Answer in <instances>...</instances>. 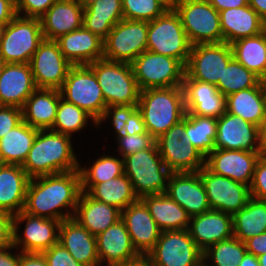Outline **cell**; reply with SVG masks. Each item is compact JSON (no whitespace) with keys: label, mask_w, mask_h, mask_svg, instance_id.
Listing matches in <instances>:
<instances>
[{"label":"cell","mask_w":266,"mask_h":266,"mask_svg":"<svg viewBox=\"0 0 266 266\" xmlns=\"http://www.w3.org/2000/svg\"><path fill=\"white\" fill-rule=\"evenodd\" d=\"M265 152L214 149L205 158V167L213 174L224 176L250 187L257 160Z\"/></svg>","instance_id":"ac0fdd59"},{"label":"cell","mask_w":266,"mask_h":266,"mask_svg":"<svg viewBox=\"0 0 266 266\" xmlns=\"http://www.w3.org/2000/svg\"><path fill=\"white\" fill-rule=\"evenodd\" d=\"M36 88L60 89L72 64L63 56L56 40L44 39L30 60Z\"/></svg>","instance_id":"2e32d148"},{"label":"cell","mask_w":266,"mask_h":266,"mask_svg":"<svg viewBox=\"0 0 266 266\" xmlns=\"http://www.w3.org/2000/svg\"><path fill=\"white\" fill-rule=\"evenodd\" d=\"M137 109V105H114L107 106L103 115L97 122V127L99 128L102 123L109 120L112 128L114 130L113 135L115 138L123 134L124 125L130 116ZM107 120V121H106Z\"/></svg>","instance_id":"7dc6e473"},{"label":"cell","mask_w":266,"mask_h":266,"mask_svg":"<svg viewBox=\"0 0 266 266\" xmlns=\"http://www.w3.org/2000/svg\"><path fill=\"white\" fill-rule=\"evenodd\" d=\"M100 266H118L139 258L122 219L96 236Z\"/></svg>","instance_id":"7402d4cb"},{"label":"cell","mask_w":266,"mask_h":266,"mask_svg":"<svg viewBox=\"0 0 266 266\" xmlns=\"http://www.w3.org/2000/svg\"><path fill=\"white\" fill-rule=\"evenodd\" d=\"M141 200L147 206L151 216L161 231L188 229L190 216L166 193L146 195Z\"/></svg>","instance_id":"d6a6232c"},{"label":"cell","mask_w":266,"mask_h":266,"mask_svg":"<svg viewBox=\"0 0 266 266\" xmlns=\"http://www.w3.org/2000/svg\"><path fill=\"white\" fill-rule=\"evenodd\" d=\"M233 57L259 78L266 75V30L230 44Z\"/></svg>","instance_id":"74e56055"},{"label":"cell","mask_w":266,"mask_h":266,"mask_svg":"<svg viewBox=\"0 0 266 266\" xmlns=\"http://www.w3.org/2000/svg\"><path fill=\"white\" fill-rule=\"evenodd\" d=\"M87 194L93 199L117 207L121 211L138 200L132 183L125 174L95 184Z\"/></svg>","instance_id":"f35d334b"},{"label":"cell","mask_w":266,"mask_h":266,"mask_svg":"<svg viewBox=\"0 0 266 266\" xmlns=\"http://www.w3.org/2000/svg\"><path fill=\"white\" fill-rule=\"evenodd\" d=\"M259 84L260 78L233 57L224 68L222 79L216 87L226 97L240 90L257 87Z\"/></svg>","instance_id":"ee69618b"},{"label":"cell","mask_w":266,"mask_h":266,"mask_svg":"<svg viewBox=\"0 0 266 266\" xmlns=\"http://www.w3.org/2000/svg\"><path fill=\"white\" fill-rule=\"evenodd\" d=\"M44 40L39 18L16 15L0 42V57L6 63H30Z\"/></svg>","instance_id":"30bf717a"},{"label":"cell","mask_w":266,"mask_h":266,"mask_svg":"<svg viewBox=\"0 0 266 266\" xmlns=\"http://www.w3.org/2000/svg\"><path fill=\"white\" fill-rule=\"evenodd\" d=\"M7 25H8V23H0V42L4 36Z\"/></svg>","instance_id":"a7ac6f4b"},{"label":"cell","mask_w":266,"mask_h":266,"mask_svg":"<svg viewBox=\"0 0 266 266\" xmlns=\"http://www.w3.org/2000/svg\"><path fill=\"white\" fill-rule=\"evenodd\" d=\"M153 266H203V252L188 229L162 231L154 248L146 255Z\"/></svg>","instance_id":"4fadbf2b"},{"label":"cell","mask_w":266,"mask_h":266,"mask_svg":"<svg viewBox=\"0 0 266 266\" xmlns=\"http://www.w3.org/2000/svg\"><path fill=\"white\" fill-rule=\"evenodd\" d=\"M42 253L48 266H85L74 260L73 256L59 242Z\"/></svg>","instance_id":"f907efd6"},{"label":"cell","mask_w":266,"mask_h":266,"mask_svg":"<svg viewBox=\"0 0 266 266\" xmlns=\"http://www.w3.org/2000/svg\"><path fill=\"white\" fill-rule=\"evenodd\" d=\"M217 118L185 114L184 139L205 158L215 149Z\"/></svg>","instance_id":"ab89813d"},{"label":"cell","mask_w":266,"mask_h":266,"mask_svg":"<svg viewBox=\"0 0 266 266\" xmlns=\"http://www.w3.org/2000/svg\"><path fill=\"white\" fill-rule=\"evenodd\" d=\"M250 196L266 202V152L256 162L254 176L250 185Z\"/></svg>","instance_id":"c3c4849f"},{"label":"cell","mask_w":266,"mask_h":266,"mask_svg":"<svg viewBox=\"0 0 266 266\" xmlns=\"http://www.w3.org/2000/svg\"><path fill=\"white\" fill-rule=\"evenodd\" d=\"M259 140L263 151L266 152V111L259 126Z\"/></svg>","instance_id":"be15d7a7"},{"label":"cell","mask_w":266,"mask_h":266,"mask_svg":"<svg viewBox=\"0 0 266 266\" xmlns=\"http://www.w3.org/2000/svg\"><path fill=\"white\" fill-rule=\"evenodd\" d=\"M166 194L192 217L210 210L206 190L198 172L171 173Z\"/></svg>","instance_id":"ffe728a7"},{"label":"cell","mask_w":266,"mask_h":266,"mask_svg":"<svg viewBox=\"0 0 266 266\" xmlns=\"http://www.w3.org/2000/svg\"><path fill=\"white\" fill-rule=\"evenodd\" d=\"M92 123L91 127L97 128V121L86 111L75 104L69 103L60 98L57 107L56 119L52 131L73 136L74 133H80L86 126Z\"/></svg>","instance_id":"b9f144b4"},{"label":"cell","mask_w":266,"mask_h":266,"mask_svg":"<svg viewBox=\"0 0 266 266\" xmlns=\"http://www.w3.org/2000/svg\"><path fill=\"white\" fill-rule=\"evenodd\" d=\"M15 6L8 0H0V23H9L16 16Z\"/></svg>","instance_id":"91938a15"},{"label":"cell","mask_w":266,"mask_h":266,"mask_svg":"<svg viewBox=\"0 0 266 266\" xmlns=\"http://www.w3.org/2000/svg\"><path fill=\"white\" fill-rule=\"evenodd\" d=\"M56 41L72 65H89L103 59V40L83 26L61 35Z\"/></svg>","instance_id":"83f0119b"},{"label":"cell","mask_w":266,"mask_h":266,"mask_svg":"<svg viewBox=\"0 0 266 266\" xmlns=\"http://www.w3.org/2000/svg\"><path fill=\"white\" fill-rule=\"evenodd\" d=\"M240 266H260V264L256 256L247 252L242 259Z\"/></svg>","instance_id":"e7e4bbea"},{"label":"cell","mask_w":266,"mask_h":266,"mask_svg":"<svg viewBox=\"0 0 266 266\" xmlns=\"http://www.w3.org/2000/svg\"><path fill=\"white\" fill-rule=\"evenodd\" d=\"M39 129L22 121L0 139V164L22 166Z\"/></svg>","instance_id":"d590c367"},{"label":"cell","mask_w":266,"mask_h":266,"mask_svg":"<svg viewBox=\"0 0 266 266\" xmlns=\"http://www.w3.org/2000/svg\"><path fill=\"white\" fill-rule=\"evenodd\" d=\"M123 161L124 174L132 183L138 199L166 193L171 172L165 166L156 142L149 149L125 156Z\"/></svg>","instance_id":"277c9868"},{"label":"cell","mask_w":266,"mask_h":266,"mask_svg":"<svg viewBox=\"0 0 266 266\" xmlns=\"http://www.w3.org/2000/svg\"><path fill=\"white\" fill-rule=\"evenodd\" d=\"M12 249L14 251L16 250L13 245L6 249L0 250V266H19L20 250L17 249L19 252L14 253Z\"/></svg>","instance_id":"6f0895ef"},{"label":"cell","mask_w":266,"mask_h":266,"mask_svg":"<svg viewBox=\"0 0 266 266\" xmlns=\"http://www.w3.org/2000/svg\"><path fill=\"white\" fill-rule=\"evenodd\" d=\"M233 58L232 48L226 42L195 44L191 46L184 79H193L217 85L222 73Z\"/></svg>","instance_id":"9a60e30c"},{"label":"cell","mask_w":266,"mask_h":266,"mask_svg":"<svg viewBox=\"0 0 266 266\" xmlns=\"http://www.w3.org/2000/svg\"><path fill=\"white\" fill-rule=\"evenodd\" d=\"M170 7H172L173 6V4H174V2L176 1V0H164Z\"/></svg>","instance_id":"8c879c8a"},{"label":"cell","mask_w":266,"mask_h":266,"mask_svg":"<svg viewBox=\"0 0 266 266\" xmlns=\"http://www.w3.org/2000/svg\"><path fill=\"white\" fill-rule=\"evenodd\" d=\"M76 1H78L83 8H86L89 5L93 4L94 2H97L98 0H76Z\"/></svg>","instance_id":"003e7915"},{"label":"cell","mask_w":266,"mask_h":266,"mask_svg":"<svg viewBox=\"0 0 266 266\" xmlns=\"http://www.w3.org/2000/svg\"><path fill=\"white\" fill-rule=\"evenodd\" d=\"M182 87L186 113L219 118L225 112V96L215 85L183 79Z\"/></svg>","instance_id":"d4e9b609"},{"label":"cell","mask_w":266,"mask_h":266,"mask_svg":"<svg viewBox=\"0 0 266 266\" xmlns=\"http://www.w3.org/2000/svg\"><path fill=\"white\" fill-rule=\"evenodd\" d=\"M191 44L173 7L148 22L147 50L178 59L186 66Z\"/></svg>","instance_id":"52a82bcc"},{"label":"cell","mask_w":266,"mask_h":266,"mask_svg":"<svg viewBox=\"0 0 266 266\" xmlns=\"http://www.w3.org/2000/svg\"><path fill=\"white\" fill-rule=\"evenodd\" d=\"M13 245V216L0 212V250Z\"/></svg>","instance_id":"f5cc1de1"},{"label":"cell","mask_w":266,"mask_h":266,"mask_svg":"<svg viewBox=\"0 0 266 266\" xmlns=\"http://www.w3.org/2000/svg\"><path fill=\"white\" fill-rule=\"evenodd\" d=\"M185 117L155 139L159 154L171 173L198 172L205 157L184 139Z\"/></svg>","instance_id":"7c38bea8"},{"label":"cell","mask_w":266,"mask_h":266,"mask_svg":"<svg viewBox=\"0 0 266 266\" xmlns=\"http://www.w3.org/2000/svg\"><path fill=\"white\" fill-rule=\"evenodd\" d=\"M72 139L50 129L39 130L21 167L30 178L78 170L81 162Z\"/></svg>","instance_id":"7a4b0ae2"},{"label":"cell","mask_w":266,"mask_h":266,"mask_svg":"<svg viewBox=\"0 0 266 266\" xmlns=\"http://www.w3.org/2000/svg\"><path fill=\"white\" fill-rule=\"evenodd\" d=\"M5 65H6V62L0 57V76L2 74V71Z\"/></svg>","instance_id":"2644e50d"},{"label":"cell","mask_w":266,"mask_h":266,"mask_svg":"<svg viewBox=\"0 0 266 266\" xmlns=\"http://www.w3.org/2000/svg\"><path fill=\"white\" fill-rule=\"evenodd\" d=\"M8 1H10L14 6H16V4L18 2V0H8Z\"/></svg>","instance_id":"753ad0ef"},{"label":"cell","mask_w":266,"mask_h":266,"mask_svg":"<svg viewBox=\"0 0 266 266\" xmlns=\"http://www.w3.org/2000/svg\"><path fill=\"white\" fill-rule=\"evenodd\" d=\"M60 98L58 89L37 88L22 107L23 121L39 130L51 129Z\"/></svg>","instance_id":"1f68e13d"},{"label":"cell","mask_w":266,"mask_h":266,"mask_svg":"<svg viewBox=\"0 0 266 266\" xmlns=\"http://www.w3.org/2000/svg\"><path fill=\"white\" fill-rule=\"evenodd\" d=\"M79 164L81 191L88 192L95 184L124 174V161L120 156L102 154L92 165Z\"/></svg>","instance_id":"60d3db41"},{"label":"cell","mask_w":266,"mask_h":266,"mask_svg":"<svg viewBox=\"0 0 266 266\" xmlns=\"http://www.w3.org/2000/svg\"><path fill=\"white\" fill-rule=\"evenodd\" d=\"M118 266H153L151 260L147 256H140L139 258L126 262Z\"/></svg>","instance_id":"6125c7cd"},{"label":"cell","mask_w":266,"mask_h":266,"mask_svg":"<svg viewBox=\"0 0 266 266\" xmlns=\"http://www.w3.org/2000/svg\"><path fill=\"white\" fill-rule=\"evenodd\" d=\"M122 19V0H98L84 8L82 26L104 41Z\"/></svg>","instance_id":"836d02e7"},{"label":"cell","mask_w":266,"mask_h":266,"mask_svg":"<svg viewBox=\"0 0 266 266\" xmlns=\"http://www.w3.org/2000/svg\"><path fill=\"white\" fill-rule=\"evenodd\" d=\"M29 180L20 165L0 164V212L14 216L24 209Z\"/></svg>","instance_id":"f546056e"},{"label":"cell","mask_w":266,"mask_h":266,"mask_svg":"<svg viewBox=\"0 0 266 266\" xmlns=\"http://www.w3.org/2000/svg\"><path fill=\"white\" fill-rule=\"evenodd\" d=\"M218 12L248 5V0H207Z\"/></svg>","instance_id":"680465c9"},{"label":"cell","mask_w":266,"mask_h":266,"mask_svg":"<svg viewBox=\"0 0 266 266\" xmlns=\"http://www.w3.org/2000/svg\"><path fill=\"white\" fill-rule=\"evenodd\" d=\"M59 91L62 99L83 109L97 122L107 107L102 89L89 65H72Z\"/></svg>","instance_id":"ba28073f"},{"label":"cell","mask_w":266,"mask_h":266,"mask_svg":"<svg viewBox=\"0 0 266 266\" xmlns=\"http://www.w3.org/2000/svg\"><path fill=\"white\" fill-rule=\"evenodd\" d=\"M60 223L59 220L33 216L22 210L13 216V246L21 252L42 253L58 243Z\"/></svg>","instance_id":"5bb4252c"},{"label":"cell","mask_w":266,"mask_h":266,"mask_svg":"<svg viewBox=\"0 0 266 266\" xmlns=\"http://www.w3.org/2000/svg\"><path fill=\"white\" fill-rule=\"evenodd\" d=\"M80 193L79 170L30 178L23 211L59 221L70 219Z\"/></svg>","instance_id":"6da1fadb"},{"label":"cell","mask_w":266,"mask_h":266,"mask_svg":"<svg viewBox=\"0 0 266 266\" xmlns=\"http://www.w3.org/2000/svg\"><path fill=\"white\" fill-rule=\"evenodd\" d=\"M198 173L203 181L211 209L234 215L245 207L251 198L248 185L213 174L205 166Z\"/></svg>","instance_id":"e0dca14e"},{"label":"cell","mask_w":266,"mask_h":266,"mask_svg":"<svg viewBox=\"0 0 266 266\" xmlns=\"http://www.w3.org/2000/svg\"><path fill=\"white\" fill-rule=\"evenodd\" d=\"M248 253L258 257L266 253V232H263L255 237H252L245 242Z\"/></svg>","instance_id":"11a10c76"},{"label":"cell","mask_w":266,"mask_h":266,"mask_svg":"<svg viewBox=\"0 0 266 266\" xmlns=\"http://www.w3.org/2000/svg\"><path fill=\"white\" fill-rule=\"evenodd\" d=\"M73 219L97 236L121 219V210L97 201L81 191Z\"/></svg>","instance_id":"4dcf8cb0"},{"label":"cell","mask_w":266,"mask_h":266,"mask_svg":"<svg viewBox=\"0 0 266 266\" xmlns=\"http://www.w3.org/2000/svg\"><path fill=\"white\" fill-rule=\"evenodd\" d=\"M123 127V134L126 135H133L136 133L144 134L147 132L142 114L138 108L130 116H128V120Z\"/></svg>","instance_id":"db71d44e"},{"label":"cell","mask_w":266,"mask_h":266,"mask_svg":"<svg viewBox=\"0 0 266 266\" xmlns=\"http://www.w3.org/2000/svg\"><path fill=\"white\" fill-rule=\"evenodd\" d=\"M19 266H48L43 253L21 252Z\"/></svg>","instance_id":"9f6ffc18"},{"label":"cell","mask_w":266,"mask_h":266,"mask_svg":"<svg viewBox=\"0 0 266 266\" xmlns=\"http://www.w3.org/2000/svg\"><path fill=\"white\" fill-rule=\"evenodd\" d=\"M138 110L147 132L157 139L186 114L182 86L141 90Z\"/></svg>","instance_id":"3957f363"},{"label":"cell","mask_w":266,"mask_h":266,"mask_svg":"<svg viewBox=\"0 0 266 266\" xmlns=\"http://www.w3.org/2000/svg\"><path fill=\"white\" fill-rule=\"evenodd\" d=\"M221 32L224 42L256 36L266 30V22L248 5L220 11Z\"/></svg>","instance_id":"f1b7e54d"},{"label":"cell","mask_w":266,"mask_h":266,"mask_svg":"<svg viewBox=\"0 0 266 266\" xmlns=\"http://www.w3.org/2000/svg\"><path fill=\"white\" fill-rule=\"evenodd\" d=\"M140 90L182 86L185 66L176 58L146 50L131 63Z\"/></svg>","instance_id":"9c48e42d"},{"label":"cell","mask_w":266,"mask_h":266,"mask_svg":"<svg viewBox=\"0 0 266 266\" xmlns=\"http://www.w3.org/2000/svg\"><path fill=\"white\" fill-rule=\"evenodd\" d=\"M132 244L141 256H146L155 246L161 230L145 203L138 199L121 211Z\"/></svg>","instance_id":"44dd1931"},{"label":"cell","mask_w":266,"mask_h":266,"mask_svg":"<svg viewBox=\"0 0 266 266\" xmlns=\"http://www.w3.org/2000/svg\"><path fill=\"white\" fill-rule=\"evenodd\" d=\"M117 144V154L123 159L125 156L149 149L155 139L148 133L126 135L121 134L115 138ZM119 152V153H118Z\"/></svg>","instance_id":"bcb514c9"},{"label":"cell","mask_w":266,"mask_h":266,"mask_svg":"<svg viewBox=\"0 0 266 266\" xmlns=\"http://www.w3.org/2000/svg\"><path fill=\"white\" fill-rule=\"evenodd\" d=\"M215 149L264 152L259 140V127L225 111L217 118Z\"/></svg>","instance_id":"d6986e66"},{"label":"cell","mask_w":266,"mask_h":266,"mask_svg":"<svg viewBox=\"0 0 266 266\" xmlns=\"http://www.w3.org/2000/svg\"><path fill=\"white\" fill-rule=\"evenodd\" d=\"M260 266H266V253L257 257Z\"/></svg>","instance_id":"89a4df30"},{"label":"cell","mask_w":266,"mask_h":266,"mask_svg":"<svg viewBox=\"0 0 266 266\" xmlns=\"http://www.w3.org/2000/svg\"><path fill=\"white\" fill-rule=\"evenodd\" d=\"M58 242L68 250L74 260L85 266H100L96 236L75 219H65L59 226Z\"/></svg>","instance_id":"4316f807"},{"label":"cell","mask_w":266,"mask_h":266,"mask_svg":"<svg viewBox=\"0 0 266 266\" xmlns=\"http://www.w3.org/2000/svg\"><path fill=\"white\" fill-rule=\"evenodd\" d=\"M225 111L259 127L266 111L261 85L226 96Z\"/></svg>","instance_id":"e575fe53"},{"label":"cell","mask_w":266,"mask_h":266,"mask_svg":"<svg viewBox=\"0 0 266 266\" xmlns=\"http://www.w3.org/2000/svg\"><path fill=\"white\" fill-rule=\"evenodd\" d=\"M260 85L263 91L264 99L266 101V75L260 78Z\"/></svg>","instance_id":"03108f58"},{"label":"cell","mask_w":266,"mask_h":266,"mask_svg":"<svg viewBox=\"0 0 266 266\" xmlns=\"http://www.w3.org/2000/svg\"><path fill=\"white\" fill-rule=\"evenodd\" d=\"M246 253L245 243L232 237L207 248L202 256L203 266H240Z\"/></svg>","instance_id":"7bdbcfd3"},{"label":"cell","mask_w":266,"mask_h":266,"mask_svg":"<svg viewBox=\"0 0 266 266\" xmlns=\"http://www.w3.org/2000/svg\"><path fill=\"white\" fill-rule=\"evenodd\" d=\"M172 7L191 45L224 42L220 13L207 0H176Z\"/></svg>","instance_id":"8992f818"},{"label":"cell","mask_w":266,"mask_h":266,"mask_svg":"<svg viewBox=\"0 0 266 266\" xmlns=\"http://www.w3.org/2000/svg\"><path fill=\"white\" fill-rule=\"evenodd\" d=\"M249 6L266 22V0H248Z\"/></svg>","instance_id":"94428289"},{"label":"cell","mask_w":266,"mask_h":266,"mask_svg":"<svg viewBox=\"0 0 266 266\" xmlns=\"http://www.w3.org/2000/svg\"><path fill=\"white\" fill-rule=\"evenodd\" d=\"M22 121L21 108L0 105V139Z\"/></svg>","instance_id":"816d5d0a"},{"label":"cell","mask_w":266,"mask_h":266,"mask_svg":"<svg viewBox=\"0 0 266 266\" xmlns=\"http://www.w3.org/2000/svg\"><path fill=\"white\" fill-rule=\"evenodd\" d=\"M89 66L102 89L106 106L138 104L141 90L131 64L103 58Z\"/></svg>","instance_id":"5b68a950"},{"label":"cell","mask_w":266,"mask_h":266,"mask_svg":"<svg viewBox=\"0 0 266 266\" xmlns=\"http://www.w3.org/2000/svg\"><path fill=\"white\" fill-rule=\"evenodd\" d=\"M57 0H18L16 14L23 17L40 18Z\"/></svg>","instance_id":"681fc988"},{"label":"cell","mask_w":266,"mask_h":266,"mask_svg":"<svg viewBox=\"0 0 266 266\" xmlns=\"http://www.w3.org/2000/svg\"><path fill=\"white\" fill-rule=\"evenodd\" d=\"M170 6L164 0H122L123 18L138 21H152L162 15Z\"/></svg>","instance_id":"f6af8a7d"},{"label":"cell","mask_w":266,"mask_h":266,"mask_svg":"<svg viewBox=\"0 0 266 266\" xmlns=\"http://www.w3.org/2000/svg\"><path fill=\"white\" fill-rule=\"evenodd\" d=\"M84 8L76 0H57L39 19L44 39L56 40L61 35L82 27Z\"/></svg>","instance_id":"484cf974"},{"label":"cell","mask_w":266,"mask_h":266,"mask_svg":"<svg viewBox=\"0 0 266 266\" xmlns=\"http://www.w3.org/2000/svg\"><path fill=\"white\" fill-rule=\"evenodd\" d=\"M148 22L122 19L103 41V58L131 64L147 50Z\"/></svg>","instance_id":"8fae6325"},{"label":"cell","mask_w":266,"mask_h":266,"mask_svg":"<svg viewBox=\"0 0 266 266\" xmlns=\"http://www.w3.org/2000/svg\"><path fill=\"white\" fill-rule=\"evenodd\" d=\"M263 232H266V202L251 197L233 215V237L245 242Z\"/></svg>","instance_id":"8d00e7d4"},{"label":"cell","mask_w":266,"mask_h":266,"mask_svg":"<svg viewBox=\"0 0 266 266\" xmlns=\"http://www.w3.org/2000/svg\"><path fill=\"white\" fill-rule=\"evenodd\" d=\"M189 234L204 252L210 246L233 237V215L210 209L190 217Z\"/></svg>","instance_id":"603a6c76"},{"label":"cell","mask_w":266,"mask_h":266,"mask_svg":"<svg viewBox=\"0 0 266 266\" xmlns=\"http://www.w3.org/2000/svg\"><path fill=\"white\" fill-rule=\"evenodd\" d=\"M29 63H6L0 76V105L21 108L36 90Z\"/></svg>","instance_id":"cb8c5ba5"}]
</instances>
